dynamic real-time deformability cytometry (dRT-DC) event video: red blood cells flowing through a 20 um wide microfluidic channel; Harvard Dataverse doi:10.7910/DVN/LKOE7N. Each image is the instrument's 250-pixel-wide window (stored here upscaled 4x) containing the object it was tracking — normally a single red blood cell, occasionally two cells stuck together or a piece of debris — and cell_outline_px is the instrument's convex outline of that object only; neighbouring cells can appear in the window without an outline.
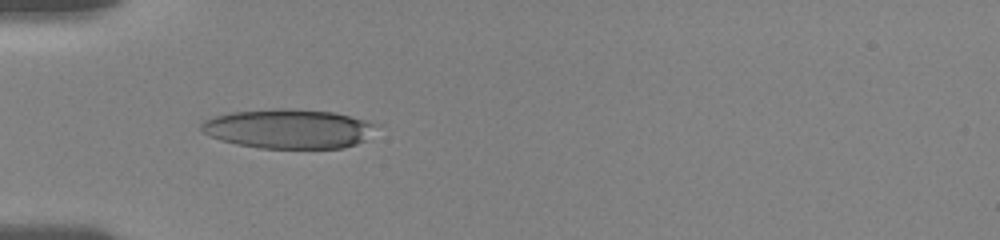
{"species": "human", "species_latin": "Homo sapiens", "temperature_condition": "room temperature", "stored_images_in_passage": 5, "camera_frame_rate_fps": 3000, "um_per_image_px": 0.085, "donor": {"sex": "female"}, "frame": {"image": 1, "passage_image": 4, "time_ms": 2.333, "image_size_px": [1000, 240], "cell_outline_px": [[372, 124], [364, 140], [356, 144], [344, 148], [260, 148], [236, 144], [220, 140], [204, 132], [200, 128], [200, 124], [204, 120], [216, 116], [232, 112], [276, 108], [288, 108], [332, 112], [364, 120]], "centroid_in_image_um": [24.42, 10.95], "position_along_channel_um": 60.6, "area_um2": 39.42}}
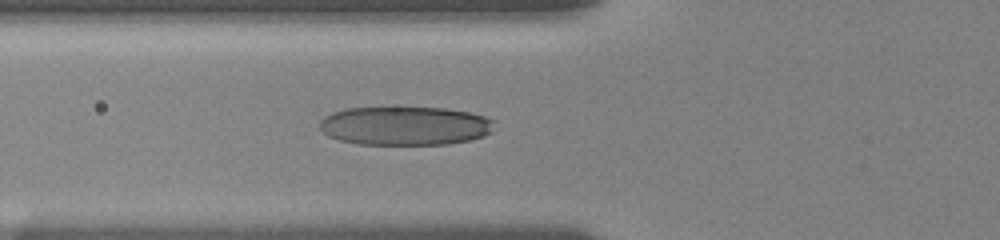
{"frame": {"image": 2, "passage_image": 5, "time_ms": 3.333, "image_size_px": [1000, 240], "cell_outline_px": [[496, 120], [492, 132], [484, 136], [468, 140], [448, 144], [356, 144], [340, 140], [328, 136], [320, 128], [320, 120], [324, 116], [332, 112], [344, 108], [444, 108], [468, 112], [484, 116]], "centroid_in_image_um": [34.43, 10.69], "position_along_channel_um": 91.4, "area_um2": 39.54}}